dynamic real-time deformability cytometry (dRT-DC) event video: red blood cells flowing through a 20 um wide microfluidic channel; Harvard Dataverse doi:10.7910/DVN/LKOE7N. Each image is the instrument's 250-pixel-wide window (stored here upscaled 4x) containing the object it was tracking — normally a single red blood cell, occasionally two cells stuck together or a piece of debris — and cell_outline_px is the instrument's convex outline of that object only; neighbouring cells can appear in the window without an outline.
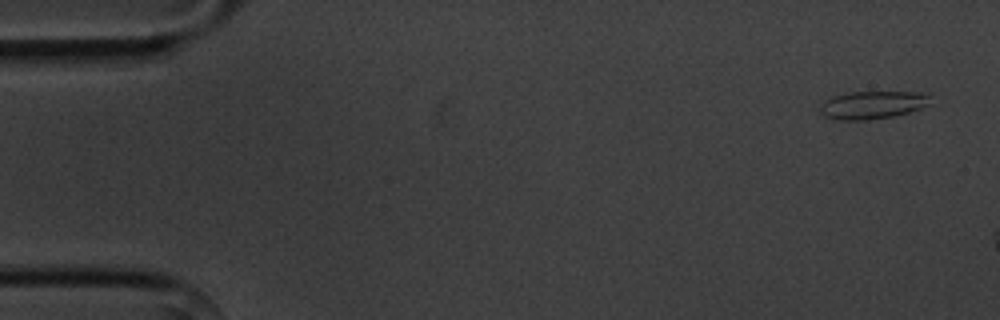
{"species": "common noctule bat (a hibernating species)", "species_latin": "Nyctalus noctula", "temperature_condition": "cold", "stored_images_in_passage": 3, "segment_of_instrument_passage": [1, 2], "camera_frame_rate_fps": 3000, "um_per_image_px": 0.085, "animal": {"sex": "male", "body_mass_g": 20.1, "forearm_length_mm": 53.5}, "frame": {"image": 1, "passage_image": 1, "time_ms": 0.0, "image_size_px": [1000, 320], "cell_outline_px": [[928, 96], [924, 104], [920, 108], [908, 112], [892, 116], [864, 120], [844, 120], [824, 116], [820, 112], [820, 104], [824, 100], [832, 96], [848, 92], [924, 92]], "centroid_in_image_um": [74.05, 8.91], "position_along_channel_um": 10.9, "area_um2": 17.51}}